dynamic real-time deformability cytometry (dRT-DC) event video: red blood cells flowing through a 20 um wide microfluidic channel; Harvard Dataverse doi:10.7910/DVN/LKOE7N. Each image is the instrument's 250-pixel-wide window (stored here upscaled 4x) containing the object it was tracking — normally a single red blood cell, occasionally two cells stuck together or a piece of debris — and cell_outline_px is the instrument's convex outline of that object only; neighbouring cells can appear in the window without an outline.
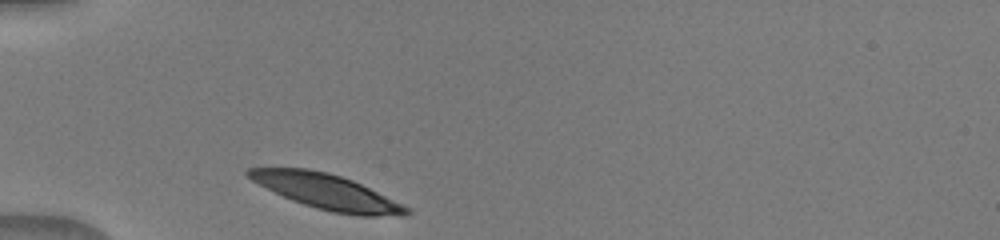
{"species": "human", "species_latin": "Homo sapiens", "temperature_condition": "warm", "stored_images_in_passage": 29, "camera_frame_rate_fps": 3000, "um_per_image_px": 0.085, "donor": {"sex": "male"}, "frame": {"image": 1, "passage_image": 1, "time_ms": 0.0, "image_size_px": [1000, 240], "cell_outline_px": [[412, 212], [404, 216], [360, 216], [332, 212], [316, 208], [292, 200], [252, 180], [244, 172], [248, 168], [308, 168], [328, 172], [352, 180], [408, 208]], "centroid_in_image_um": [27.76, 16.3], "position_along_channel_um": 57.2, "area_um2": 31.67}}
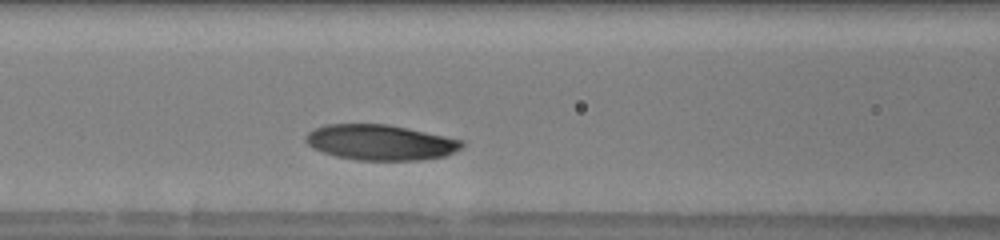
{"frame": {"image": 2, "passage_image": 8, "time_ms": 2.333, "image_size_px": [1000, 240], "cell_outline_px": [[464, 144], [460, 148], [444, 156], [420, 160], [360, 160], [336, 156], [312, 148], [304, 140], [304, 136], [308, 132], [324, 124], [388, 124], [408, 128], [464, 140]], "centroid_in_image_um": [32.31, 12.09], "position_along_channel_um": 134.3, "area_um2": 32.19}}
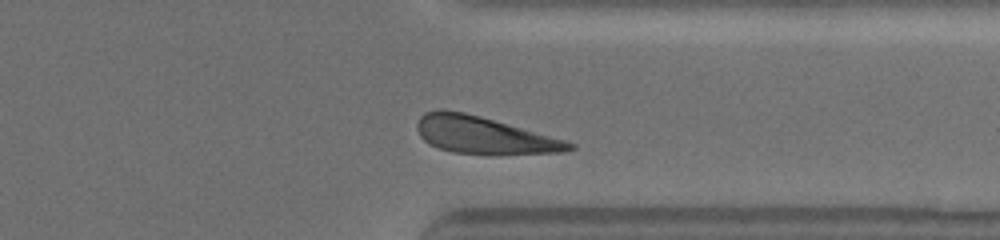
{"frame": {"image": 3, "passage_image": 26, "time_ms": 8.333, "image_size_px": [1000, 240], "cell_outline_px": [[576, 148], [564, 152], [496, 156], [488, 156], [452, 152], [428, 144], [420, 136], [416, 128], [416, 124], [420, 116], [424, 112], [440, 108], [464, 112], [480, 116], [564, 140], [576, 144]], "centroid_in_image_um": [41.11, 11.52], "position_along_channel_um": 370.3, "area_um2": 33.58}}